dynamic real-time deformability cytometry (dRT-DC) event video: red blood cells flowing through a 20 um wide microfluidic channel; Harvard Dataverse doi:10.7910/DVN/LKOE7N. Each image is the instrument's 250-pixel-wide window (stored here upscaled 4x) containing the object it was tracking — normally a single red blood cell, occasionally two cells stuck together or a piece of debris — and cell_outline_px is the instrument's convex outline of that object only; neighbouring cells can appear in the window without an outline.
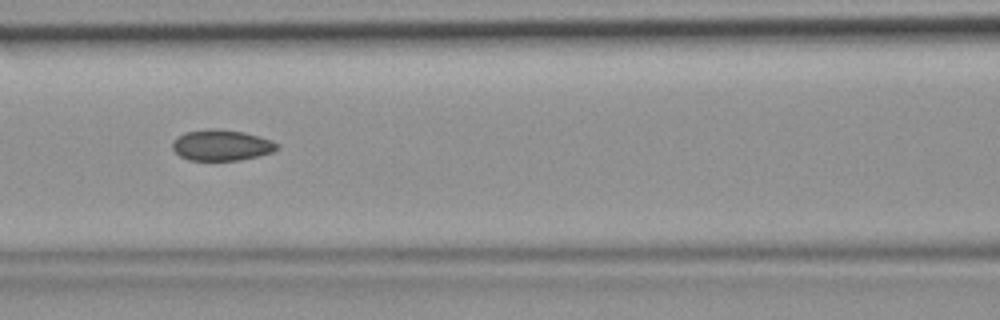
{"species": "common noctule bat (a hibernating species)", "species_latin": "Nyctalus noctula", "temperature_condition": "room temperature", "stored_images_in_passage": 6, "camera_frame_rate_fps": 3000, "um_per_image_px": 0.085, "animal": {"sex": "female", "body_mass_g": 19.9}, "frame": {"image": 1, "passage_image": 6, "time_ms": 1.667, "image_size_px": [1000, 320], "cell_outline_px": [[280, 148], [272, 152], [240, 160], [188, 160], [180, 156], [172, 148], [172, 140], [184, 132], [208, 128], [216, 128], [244, 132], [260, 136], [272, 140], [280, 144]], "centroid_in_image_um": [18.83, 12.32], "position_along_channel_um": 147.8, "area_um2": 19.07}}